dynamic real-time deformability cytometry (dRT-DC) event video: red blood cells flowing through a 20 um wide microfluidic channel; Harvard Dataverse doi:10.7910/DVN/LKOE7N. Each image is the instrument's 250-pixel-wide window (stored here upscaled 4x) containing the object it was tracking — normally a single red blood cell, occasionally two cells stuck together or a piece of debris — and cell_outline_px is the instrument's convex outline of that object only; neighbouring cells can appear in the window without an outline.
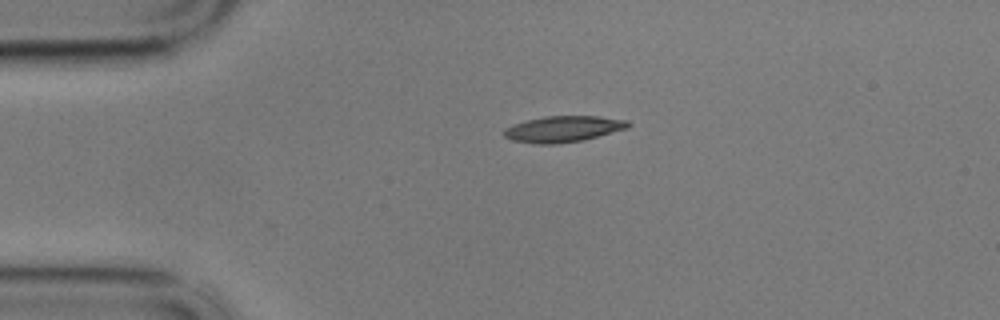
{"species": "common noctule bat (a hibernating species)", "species_latin": "Nyctalus noctula", "temperature_condition": "cold", "stored_images_in_passage": 32, "camera_frame_rate_fps": 3000, "um_per_image_px": 0.085, "animal": {"sex": "male", "body_mass_g": 17.9}, "frame": {"image": 1, "passage_image": 1, "time_ms": 0.0, "image_size_px": [1000, 320], "cell_outline_px": [[632, 124], [628, 128], [584, 140], [552, 144], [536, 144], [512, 140], [504, 136], [504, 128], [528, 120], [544, 116], [596, 116], [628, 120]], "centroid_in_image_um": [47.91, 10.96], "position_along_channel_um": 37.1, "area_um2": 18.79}}
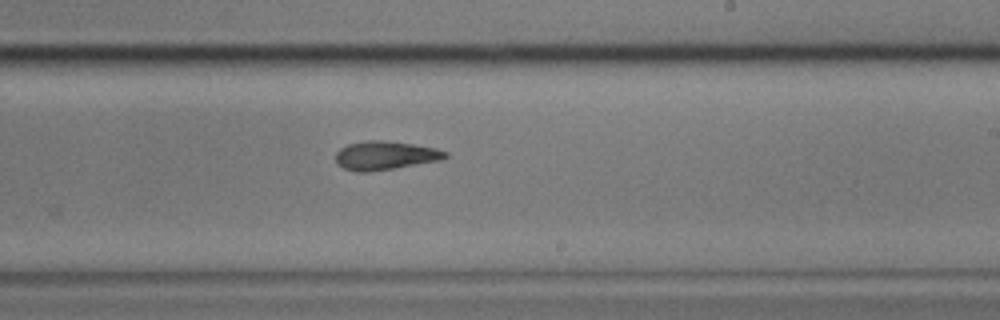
{"frame": {"image": 2, "passage_image": 23, "time_ms": 7.333, "image_size_px": [1000, 320], "cell_outline_px": [[448, 156], [444, 160], [368, 172], [356, 172], [344, 168], [336, 164], [336, 152], [340, 148], [348, 144], [368, 140], [384, 140], [412, 144], [436, 148], [448, 152]], "centroid_in_image_um": [32.75, 13.22], "position_along_channel_um": 256.2, "area_um2": 18.44}}
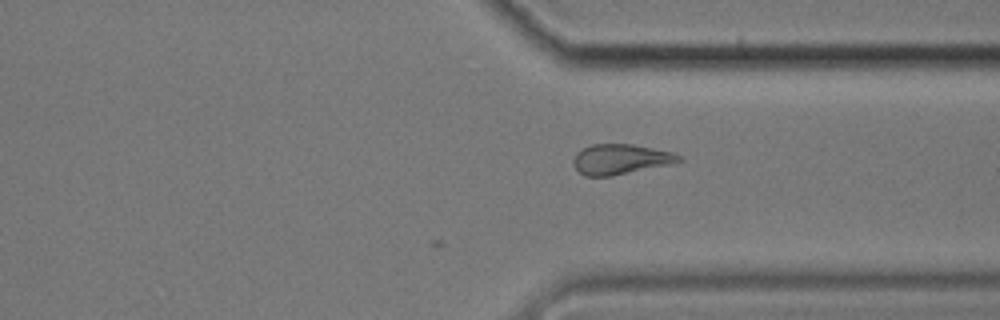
{"frame": {"image": 3, "passage_image": 32, "time_ms": 10.333, "image_size_px": [1000, 320], "cell_outline_px": [[684, 160], [676, 164], [612, 176], [584, 176], [576, 168], [572, 160], [576, 152], [592, 144], [632, 144], [672, 152], [680, 156]], "centroid_in_image_um": [52.79, 13.55], "position_along_channel_um": 358.6, "area_um2": 18.79}}